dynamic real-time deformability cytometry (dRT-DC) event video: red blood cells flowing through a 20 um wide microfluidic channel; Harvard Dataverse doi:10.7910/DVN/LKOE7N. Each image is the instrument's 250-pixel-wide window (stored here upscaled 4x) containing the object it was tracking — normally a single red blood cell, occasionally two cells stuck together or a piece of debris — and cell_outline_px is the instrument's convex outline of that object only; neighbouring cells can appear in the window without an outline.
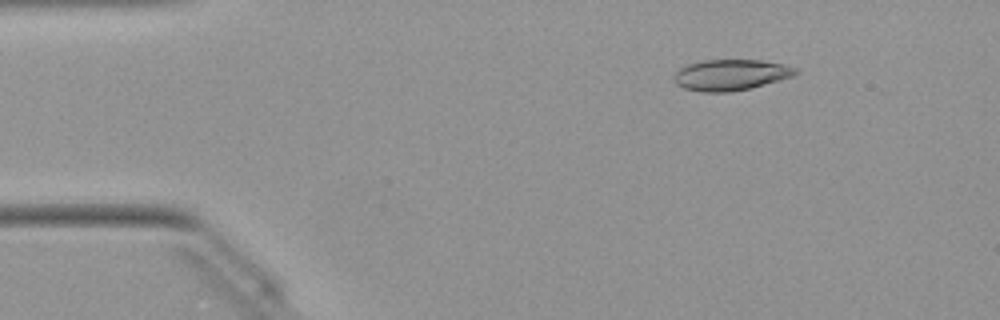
{"species": "Egyptian fruit bat (a non-hibernating species)", "species_latin": "Rousettus aegyptiacus", "temperature_condition": "warm", "stored_images_in_passage": 50, "camera_frame_rate_fps": 3000, "um_per_image_px": 0.085, "animal": {"sex": "female"}, "frame": {"image": 1, "passage_image": 7, "time_ms": 2.0, "image_size_px": [1000, 320], "cell_outline_px": [[800, 72], [792, 76], [780, 80], [752, 88], [732, 92], [700, 92], [684, 88], [676, 84], [672, 76], [680, 68], [688, 64], [704, 60], [760, 60], [784, 64], [796, 68]], "centroid_in_image_um": [62.11, 6.37], "position_along_channel_um": 22.9, "area_um2": 22.08}}
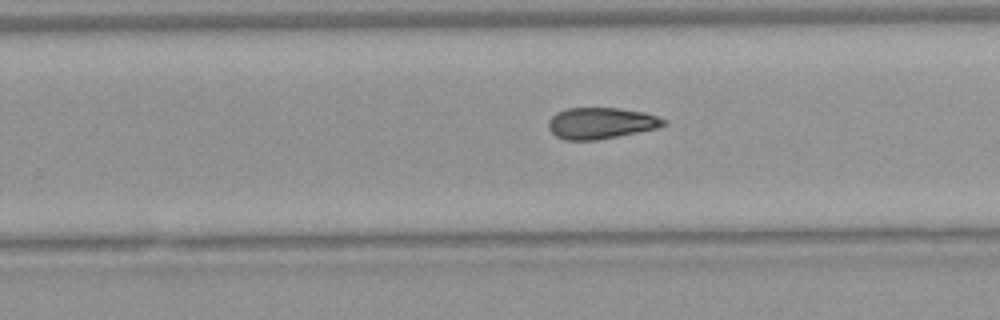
{"frame": {"image": 2, "passage_image": 31, "time_ms": 10.0, "image_size_px": [1000, 320], "cell_outline_px": [[668, 124], [656, 128], [596, 140], [564, 140], [556, 136], [548, 128], [548, 120], [556, 112], [568, 108], [620, 108], [644, 112], [668, 120]], "centroid_in_image_um": [51.07, 10.46], "position_along_channel_um": 278.7, "area_um2": 20.98}}
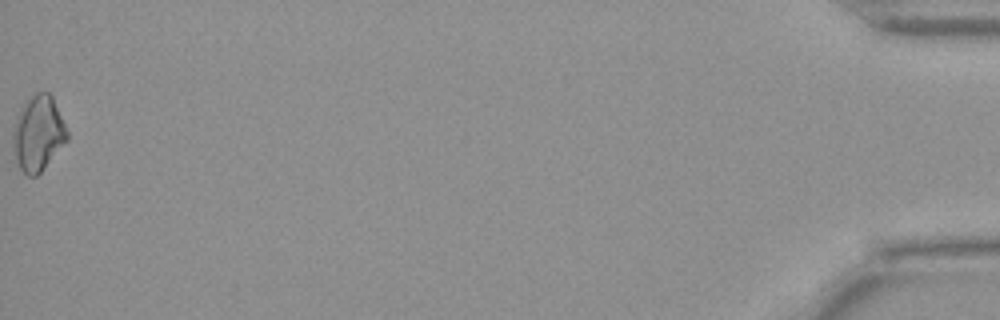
{"frame": {"image": 3, "passage_image": 50, "time_ms": 16.333, "image_size_px": [1000, 320], "cell_outline_px": [[68, 140], [44, 168], [36, 176], [28, 176], [20, 168], [16, 160], [12, 140], [12, 132], [16, 116], [20, 108], [36, 92], [48, 92], [52, 96], [68, 132]], "centroid_in_image_um": [3.23, 11.34], "position_along_channel_um": 432.0, "area_um2": 23.58}, "authors_computed_cell_mechanics": {"area_um2": 21.8773, "velocity_mm_per_s": 4.0897, "shape_relaxation_time_tau1_ms": 9.4105, "shape_relaxation_time_tau2_ms": null, "deformation_change_tau1": 0.1959, "deformation_change_tau2": null}}